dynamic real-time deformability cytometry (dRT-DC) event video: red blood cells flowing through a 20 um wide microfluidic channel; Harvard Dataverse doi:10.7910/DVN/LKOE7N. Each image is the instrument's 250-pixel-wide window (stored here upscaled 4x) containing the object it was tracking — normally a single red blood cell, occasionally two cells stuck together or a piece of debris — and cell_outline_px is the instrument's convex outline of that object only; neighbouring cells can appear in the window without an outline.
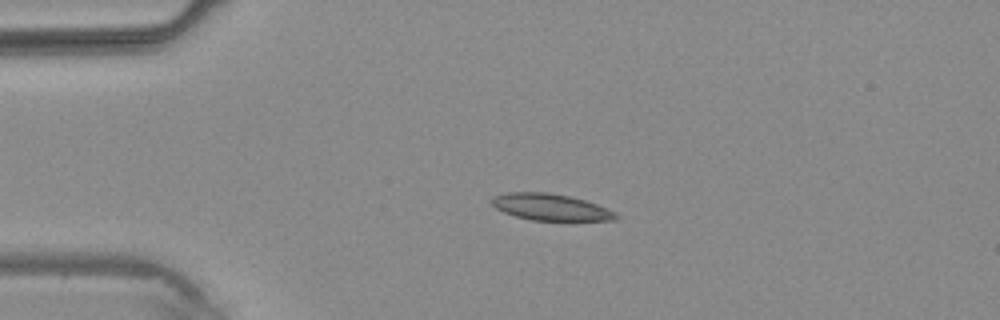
{"species": "common noctule bat (a hibernating species)", "species_latin": "Nyctalus noctula", "temperature_condition": "warm", "stored_images_in_passage": 2, "camera_frame_rate_fps": 3000, "um_per_image_px": 0.085, "animal": {"sex": "male", "body_mass_g": 20.4}, "frame": {"image": 1, "passage_image": 1, "time_ms": 0.0, "image_size_px": [1000, 320], "cell_outline_px": [[620, 216], [616, 220], [532, 220], [516, 216], [504, 212], [488, 204], [488, 200], [492, 196], [508, 192], [548, 192], [568, 196], [584, 200], [596, 204], [616, 212]], "centroid_in_image_um": [46.74, 17.59], "position_along_channel_um": 38.3, "area_um2": 19.31}}
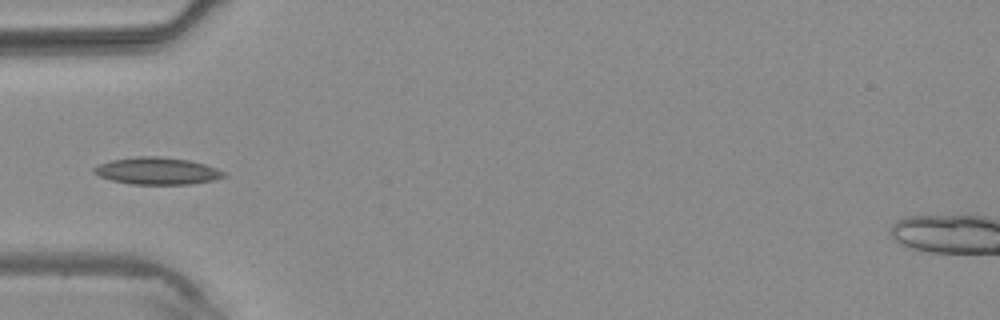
{"frame": {"image": 2, "passage_image": 2, "time_ms": 1.333, "image_size_px": [1000, 320], "cell_outline_px": [[228, 176], [212, 180], [192, 184], [132, 184], [112, 180], [100, 176], [92, 172], [92, 168], [100, 164], [112, 160], [136, 156], [156, 156], [188, 160], [204, 164], [216, 168], [224, 172]], "centroid_in_image_um": [13.35, 14.53], "position_along_channel_um": 71.6, "area_um2": 20.35}}